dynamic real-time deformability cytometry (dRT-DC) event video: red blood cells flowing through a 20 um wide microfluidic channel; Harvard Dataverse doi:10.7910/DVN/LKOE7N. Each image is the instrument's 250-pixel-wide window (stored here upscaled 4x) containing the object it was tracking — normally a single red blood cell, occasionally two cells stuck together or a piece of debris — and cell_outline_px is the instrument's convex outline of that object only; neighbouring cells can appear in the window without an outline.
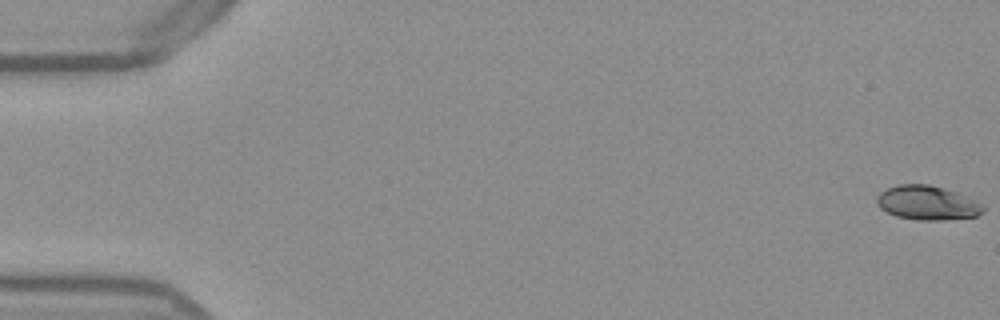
{"species": "Egyptian fruit bat (a non-hibernating species)", "species_latin": "Rousettus aegyptiacus", "temperature_condition": "warm", "stored_images_in_passage": 54, "camera_frame_rate_fps": 3000, "um_per_image_px": 0.085, "frame": {"image": 1, "passage_image": 1, "time_ms": 0.0, "image_size_px": [1000, 320], "cell_outline_px": [[984, 212], [976, 216], [944, 220], [916, 220], [896, 216], [880, 208], [876, 204], [876, 196], [880, 192], [896, 184], [928, 184], [944, 188], [956, 192], [976, 200], [984, 204]], "centroid_in_image_um": [78.82, 17.24], "position_along_channel_um": 6.2, "area_um2": 21.39}}
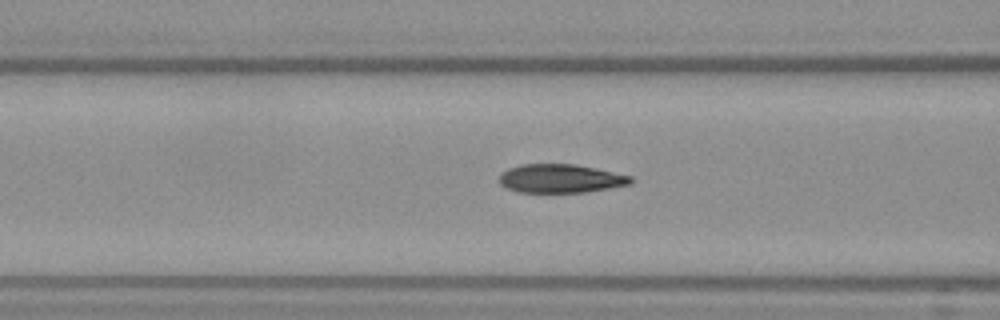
{"frame": {"image": 2, "passage_image": 22, "time_ms": 7.0, "image_size_px": [1000, 320], "cell_outline_px": [[632, 184], [584, 192], [516, 192], [504, 188], [500, 184], [500, 172], [508, 168], [520, 164], [576, 164], [596, 168], [632, 176]], "centroid_in_image_um": [47.61, 15.17], "position_along_channel_um": 119.0, "area_um2": 22.08}}
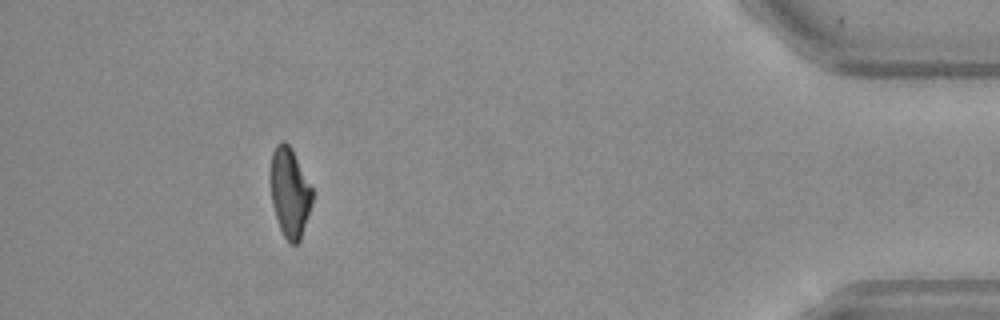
{"frame": {"image": 3, "passage_image": 49, "time_ms": 16.0, "image_size_px": [1000, 320], "cell_outline_px": [[312, 204], [300, 240], [296, 244], [292, 244], [284, 236], [280, 228], [272, 204], [272, 152], [276, 144], [280, 140], [284, 140], [292, 148], [312, 188]], "centroid_in_image_um": [24.65, 16.34], "position_along_channel_um": 410.6, "area_um2": 21.33}, "authors_computed_cell_mechanics": {"area_um2": 22.1374, "velocity_mm_per_s": 3.8718, "shape_relaxation_time_tau1_ms": 6.8669, "shape_relaxation_time_tau2_ms": 1.4829, "deformation_change_tau1": 0.2128, "deformation_change_tau2": 0.0584}}